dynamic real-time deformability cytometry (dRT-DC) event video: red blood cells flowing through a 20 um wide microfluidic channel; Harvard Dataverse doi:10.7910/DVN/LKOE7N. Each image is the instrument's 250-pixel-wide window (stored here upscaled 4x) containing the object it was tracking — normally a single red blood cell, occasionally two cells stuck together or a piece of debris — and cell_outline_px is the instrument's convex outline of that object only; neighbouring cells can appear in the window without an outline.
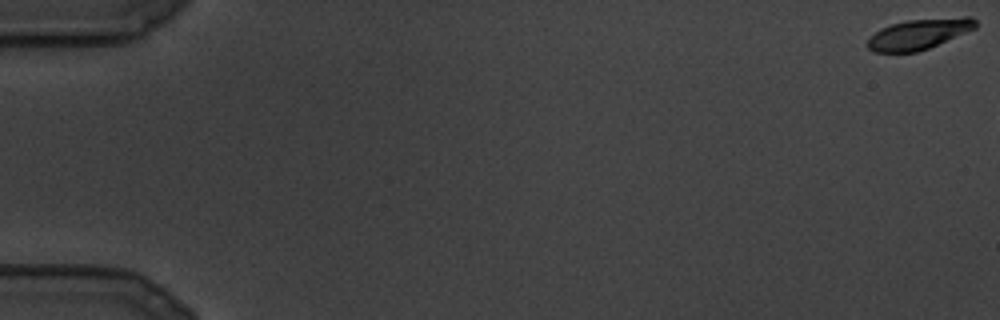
{"species": "common noctule bat (a hibernating species)", "species_latin": "Nyctalus noctula", "temperature_condition": "cold", "stored_images_in_passage": 13, "camera_frame_rate_fps": 3000, "um_per_image_px": 0.085, "animal": {"sex": "male", "body_mass_g": 19.5, "forearm_length_mm": 54.6}, "frame": {"image": 1, "passage_image": 1, "time_ms": 0.0, "image_size_px": [1000, 320], "cell_outline_px": [[976, 28], [928, 48], [916, 52], [876, 52], [868, 48], [864, 44], [880, 28], [892, 24], [908, 20], [964, 16], [972, 16], [976, 20]], "centroid_in_image_um": [78.11, 2.88], "position_along_channel_um": 6.9, "area_um2": 19.07}}